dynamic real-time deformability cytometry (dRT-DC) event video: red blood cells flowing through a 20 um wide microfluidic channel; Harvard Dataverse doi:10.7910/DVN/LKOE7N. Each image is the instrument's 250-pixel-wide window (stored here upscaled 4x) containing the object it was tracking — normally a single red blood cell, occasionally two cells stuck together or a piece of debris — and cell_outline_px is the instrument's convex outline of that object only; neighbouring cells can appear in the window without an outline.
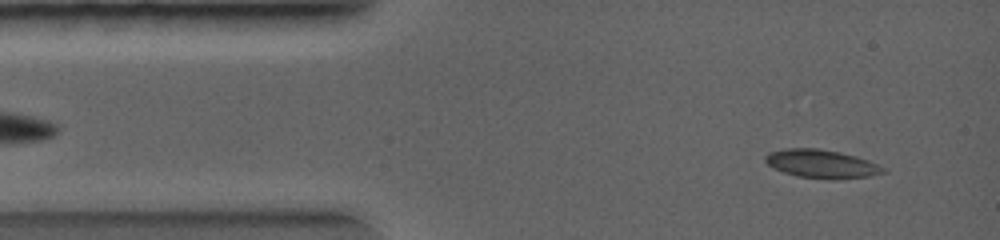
{"species": "common noctule bat (a hibernating species)", "species_latin": "Nyctalus noctula", "temperature_condition": "warm", "stored_images_in_passage": 53, "camera_frame_rate_fps": 5000, "um_per_image_px": 0.085, "animal": {"sex": "female", "body_mass_g": 19.0, "forearm_length_mm": 56.7}, "frame": {"image": 1, "passage_image": 1, "time_ms": 0.0, "image_size_px": [1000, 240], "cell_outline_px": [[888, 172], [872, 176], [836, 180], [832, 180], [800, 176], [784, 172], [772, 168], [764, 160], [764, 156], [768, 152], [784, 148], [816, 148], [840, 152], [856, 156], [868, 160], [888, 168]], "centroid_in_image_um": [69.88, 13.93], "position_along_channel_um": 15.1, "area_um2": 19.88}}
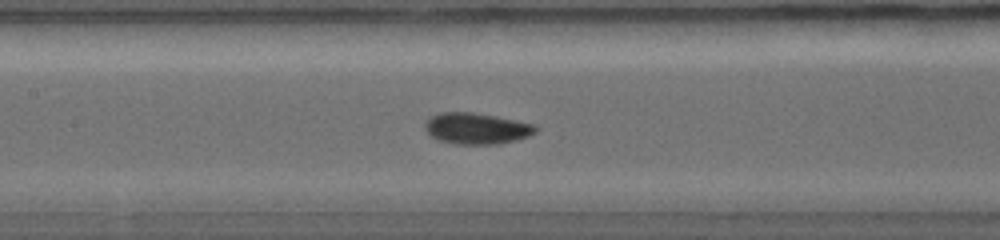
{"frame": {"image": 2, "passage_image": 22, "time_ms": 3.4, "image_size_px": [1000, 240], "cell_outline_px": [[536, 132], [528, 136], [516, 140], [496, 144], [456, 144], [436, 140], [428, 136], [424, 128], [424, 120], [428, 116], [440, 112], [476, 112], [536, 124]], "centroid_in_image_um": [40.43, 10.91], "position_along_channel_um": 167.0, "area_um2": 20.58}}
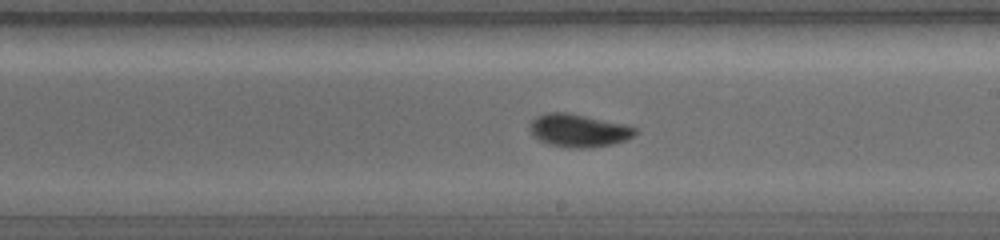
{"frame": {"image": 3, "passage_image": 28, "time_ms": 4.6, "image_size_px": [1000, 240], "cell_outline_px": [[640, 132], [624, 140], [612, 144], [588, 148], [572, 148], [548, 144], [532, 136], [528, 128], [528, 124], [536, 116], [544, 112], [568, 112], [628, 124], [636, 128]], "centroid_in_image_um": [49.16, 11.07], "position_along_channel_um": 239.8, "area_um2": 20.63}}